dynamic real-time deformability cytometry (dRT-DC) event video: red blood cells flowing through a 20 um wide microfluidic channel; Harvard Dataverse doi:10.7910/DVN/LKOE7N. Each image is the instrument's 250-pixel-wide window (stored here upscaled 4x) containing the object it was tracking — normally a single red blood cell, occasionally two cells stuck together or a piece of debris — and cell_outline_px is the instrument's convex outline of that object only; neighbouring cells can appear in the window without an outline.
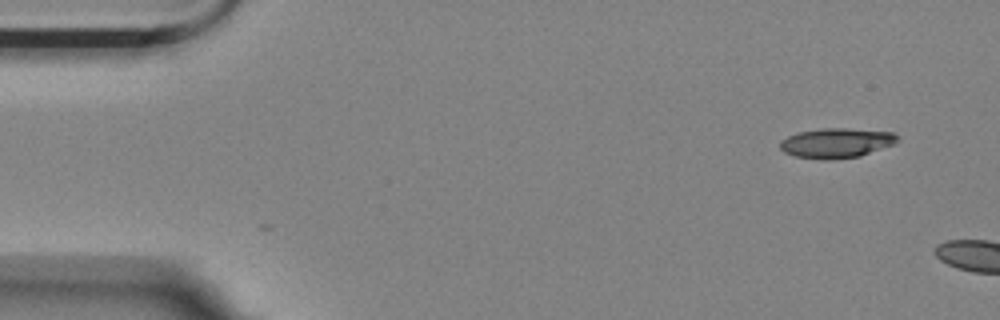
{"species": "Egyptian fruit bat (a non-hibernating species)", "species_latin": "Rousettus aegyptiacus", "temperature_condition": "room temperature", "stored_images_in_passage": 4, "camera_frame_rate_fps": 3000, "um_per_image_px": 0.085, "animal": {"sex": "female"}, "frame": {"image": 1, "passage_image": 4, "time_ms": 1.0, "image_size_px": [1000, 320], "cell_outline_px": [[900, 140], [892, 144], [860, 156], [832, 160], [824, 160], [796, 156], [784, 152], [780, 148], [780, 140], [796, 132], [820, 128], [848, 128], [892, 132], [900, 136]], "centroid_in_image_um": [71.08, 12.14], "position_along_channel_um": 13.9, "area_um2": 20.52}}